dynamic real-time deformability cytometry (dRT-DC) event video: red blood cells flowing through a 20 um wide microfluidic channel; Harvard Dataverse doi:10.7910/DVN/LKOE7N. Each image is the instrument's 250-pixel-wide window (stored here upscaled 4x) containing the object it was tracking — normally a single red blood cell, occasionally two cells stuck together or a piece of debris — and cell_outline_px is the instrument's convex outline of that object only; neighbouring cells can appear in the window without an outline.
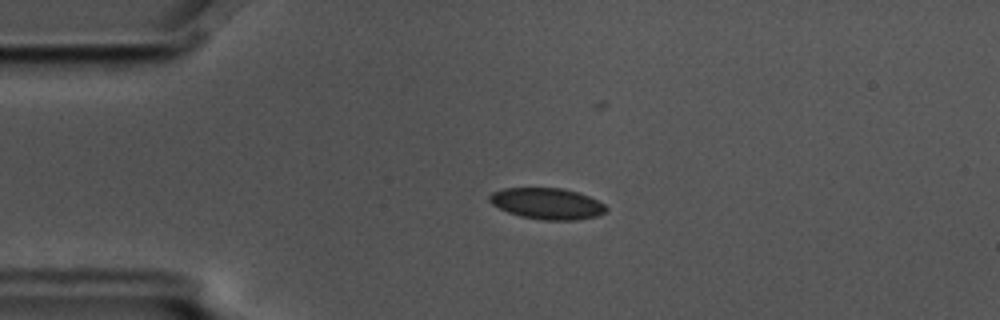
{"species": "common noctule bat (a hibernating species)", "species_latin": "Nyctalus noctula", "temperature_condition": "cold", "stored_images_in_passage": 4, "camera_frame_rate_fps": 3000, "um_per_image_px": 0.085, "animal": {"sex": "male", "body_mass_g": 17.5, "forearm_length_mm": 52.3}, "frame": {"image": 1, "passage_image": 3, "time_ms": 0.667, "image_size_px": [1000, 320], "cell_outline_px": [[608, 208], [604, 212], [596, 216], [576, 220], [544, 220], [520, 216], [508, 212], [492, 204], [488, 200], [488, 196], [492, 192], [504, 188], [564, 188], [588, 196], [604, 204]], "centroid_in_image_um": [46.48, 17.3], "position_along_channel_um": 38.5, "area_um2": 21.1}}